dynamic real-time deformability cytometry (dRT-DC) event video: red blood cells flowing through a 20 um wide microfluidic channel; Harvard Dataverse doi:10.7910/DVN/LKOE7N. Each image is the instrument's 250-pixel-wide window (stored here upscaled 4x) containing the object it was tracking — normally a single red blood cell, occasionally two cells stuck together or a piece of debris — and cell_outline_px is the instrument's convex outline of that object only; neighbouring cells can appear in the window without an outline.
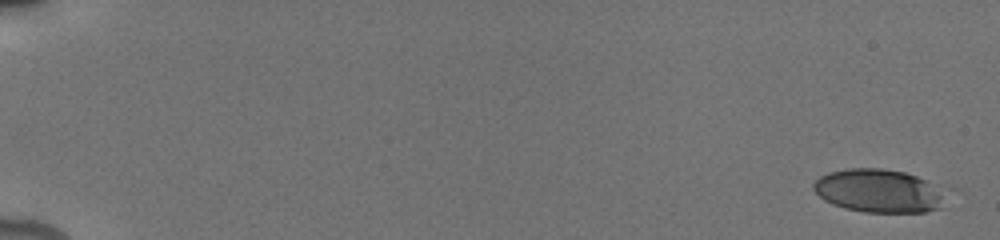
{"species": "human", "species_latin": "Homo sapiens", "temperature_condition": "cold", "stored_images_in_passage": 17, "camera_frame_rate_fps": 3000, "um_per_image_px": 0.085, "donor": {"sex": "male"}, "frame": {"image": 1, "passage_image": 1, "time_ms": 0.0, "image_size_px": [1000, 240], "cell_outline_px": [[960, 192], [940, 208], [924, 212], [864, 212], [844, 208], [832, 204], [824, 200], [812, 188], [812, 184], [820, 176], [828, 172], [848, 168], [880, 168], [904, 172], [948, 184], [960, 188]], "centroid_in_image_um": [75.04, 16.21], "position_along_channel_um": 10.0, "area_um2": 35.72}}
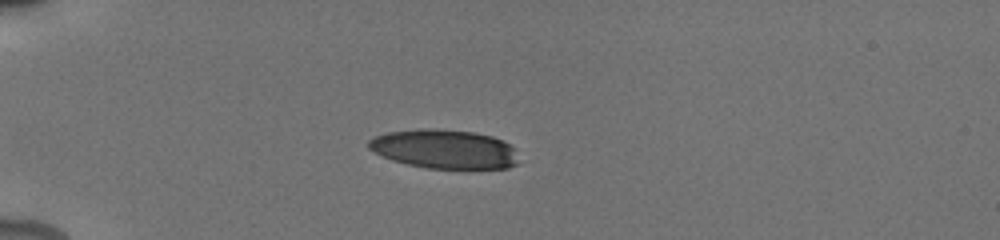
{"frame": {"image": 2, "passage_image": 10, "time_ms": 5.0, "image_size_px": [1000, 240], "cell_outline_px": [[516, 164], [508, 168], [428, 168], [408, 164], [392, 160], [368, 148], [368, 140], [372, 136], [388, 132], [420, 128], [432, 128], [472, 132], [492, 136], [504, 140], [516, 148]], "centroid_in_image_um": [37.77, 12.65], "position_along_channel_um": 47.2, "area_um2": 34.1}}
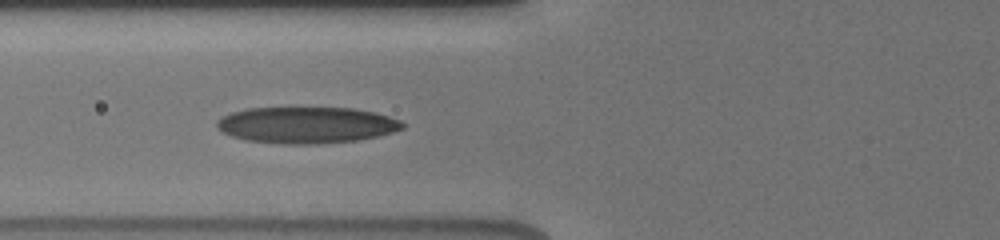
{"frame": {"image": 3, "passage_image": 14, "time_ms": 7.333, "image_size_px": [1000, 240], "cell_outline_px": [[404, 128], [392, 132], [376, 136], [356, 140], [320, 144], [284, 144], [244, 140], [220, 132], [216, 128], [216, 120], [232, 112], [248, 108], [356, 108], [376, 112], [400, 120], [404, 124]], "centroid_in_image_um": [26.03, 10.63], "position_along_channel_um": 99.8, "area_um2": 39.54}}